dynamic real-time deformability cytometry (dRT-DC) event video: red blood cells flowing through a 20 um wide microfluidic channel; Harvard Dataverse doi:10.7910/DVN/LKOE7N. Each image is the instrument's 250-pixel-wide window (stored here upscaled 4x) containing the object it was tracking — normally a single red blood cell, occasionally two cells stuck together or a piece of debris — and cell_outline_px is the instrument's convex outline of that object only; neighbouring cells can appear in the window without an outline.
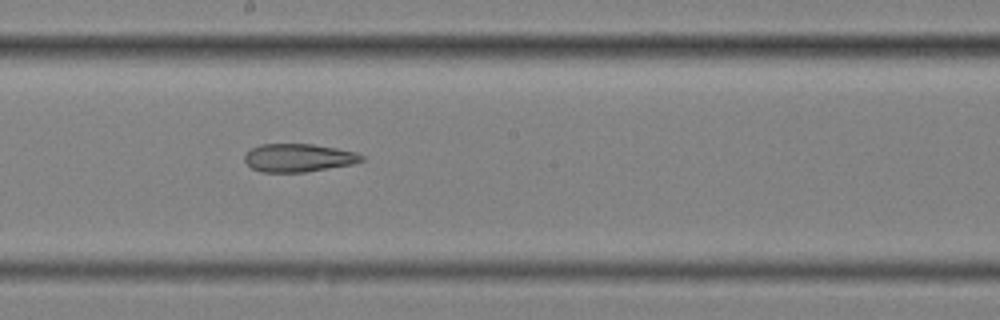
{"species": "common noctule bat (a hibernating species)", "species_latin": "Nyctalus noctula", "temperature_condition": "cold", "stored_images_in_passage": 10, "camera_frame_rate_fps": 3000, "um_per_image_px": 0.085, "animal": {"sex": "female", "body_mass_g": 25.1}, "frame": {"image": 1, "passage_image": 9, "time_ms": 2.667, "image_size_px": [1000, 320], "cell_outline_px": [[364, 160], [352, 164], [304, 172], [260, 172], [252, 168], [244, 160], [244, 156], [252, 148], [260, 144], [312, 144], [336, 148], [356, 152], [364, 156]], "centroid_in_image_um": [25.37, 13.41], "position_along_channel_um": 222.8, "area_um2": 19.07}}
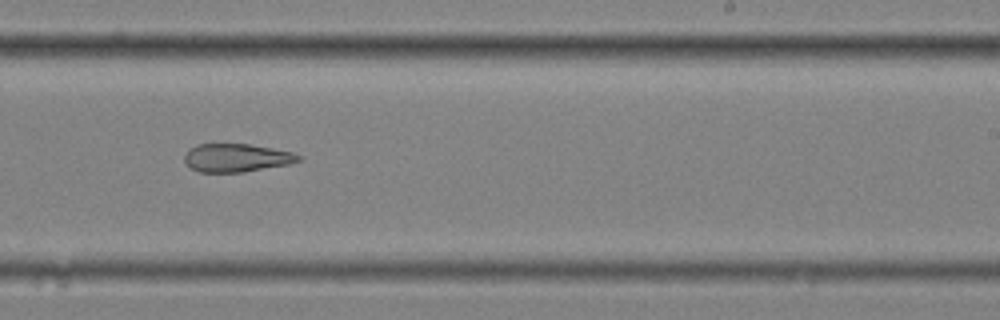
{"frame": {"image": 2, "passage_image": 10, "time_ms": 3.0, "image_size_px": [1000, 320], "cell_outline_px": [[304, 156], [300, 160], [288, 164], [244, 172], [200, 172], [192, 168], [184, 160], [184, 156], [196, 144], [252, 144], [292, 152]], "centroid_in_image_um": [20.14, 13.41], "position_along_channel_um": 268.9, "area_um2": 18.61}}